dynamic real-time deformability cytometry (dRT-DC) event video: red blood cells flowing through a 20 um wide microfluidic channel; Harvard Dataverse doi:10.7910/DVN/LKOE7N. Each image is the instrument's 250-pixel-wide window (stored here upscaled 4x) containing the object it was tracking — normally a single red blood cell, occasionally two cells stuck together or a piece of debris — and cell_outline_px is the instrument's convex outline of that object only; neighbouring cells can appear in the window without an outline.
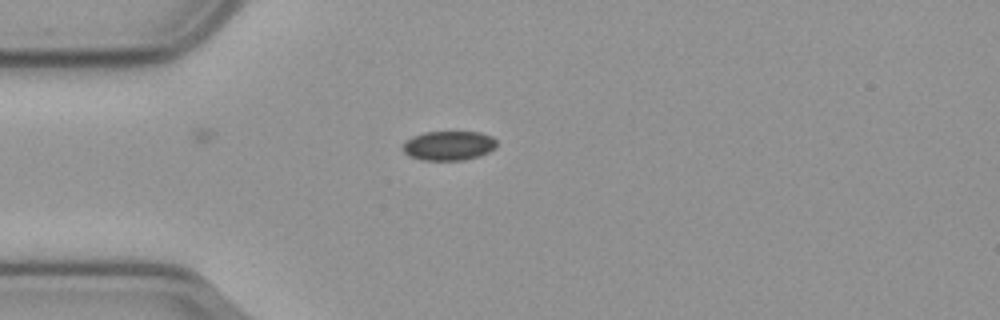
{"species": "common noctule bat (a hibernating species)", "species_latin": "Nyctalus noctula", "temperature_condition": "cold", "stored_images_in_passage": 43, "camera_frame_rate_fps": 3000, "um_per_image_px": 0.085, "animal": {"sex": "male", "body_mass_g": 23.1, "forearm_length_mm": 52.7}, "frame": {"image": 1, "passage_image": 1, "time_ms": 0.0, "image_size_px": [1000, 320], "cell_outline_px": [[496, 148], [480, 156], [464, 160], [420, 160], [408, 156], [400, 148], [412, 136], [424, 132], [480, 132], [492, 136], [496, 140]], "centroid_in_image_um": [38.14, 12.38], "position_along_channel_um": 46.9, "area_um2": 16.24}}
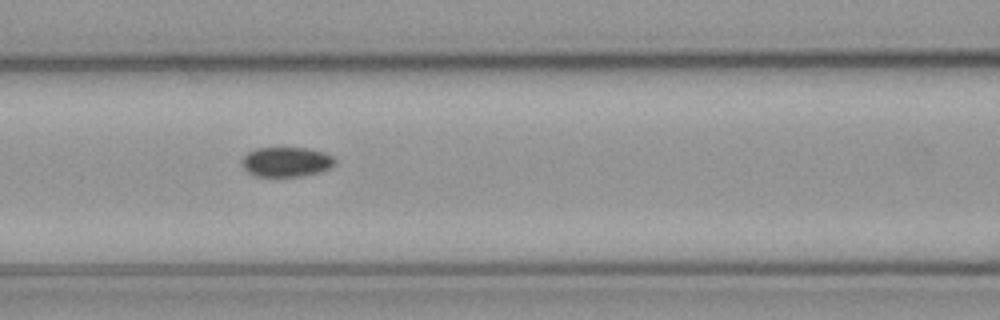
{"frame": {"image": 2, "passage_image": 10, "time_ms": 3.0, "image_size_px": [1000, 320], "cell_outline_px": [[336, 164], [320, 172], [304, 176], [256, 176], [248, 172], [240, 164], [240, 160], [248, 152], [256, 148], [308, 148], [324, 152], [332, 156], [336, 160]], "centroid_in_image_um": [24.33, 13.76], "position_along_channel_um": 142.3, "area_um2": 16.24}}
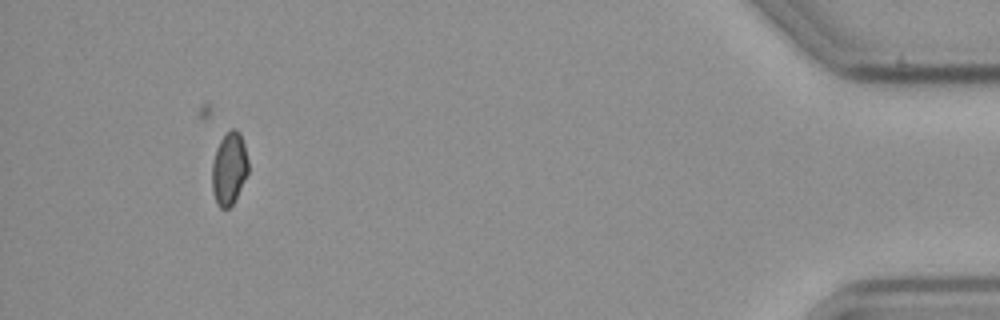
{"frame": {"image": 3, "passage_image": 39, "time_ms": 12.667, "image_size_px": [1000, 320], "cell_outline_px": [[248, 172], [232, 204], [228, 208], [220, 208], [216, 204], [212, 188], [212, 164], [216, 148], [220, 140], [232, 128], [236, 128], [240, 132], [244, 144], [248, 160]], "centroid_in_image_um": [19.47, 14.31], "position_along_channel_um": 415.7, "area_um2": 15.2}, "authors_computed_cell_mechanics": {"area_um2": 16.2418, "velocity_mm_per_s": 3.6032, "shape_relaxation_time_tau1_ms": null, "shape_relaxation_time_tau2_ms": 9.9034, "deformation_change_tau1": null, "deformation_change_tau2": 0.0929}}